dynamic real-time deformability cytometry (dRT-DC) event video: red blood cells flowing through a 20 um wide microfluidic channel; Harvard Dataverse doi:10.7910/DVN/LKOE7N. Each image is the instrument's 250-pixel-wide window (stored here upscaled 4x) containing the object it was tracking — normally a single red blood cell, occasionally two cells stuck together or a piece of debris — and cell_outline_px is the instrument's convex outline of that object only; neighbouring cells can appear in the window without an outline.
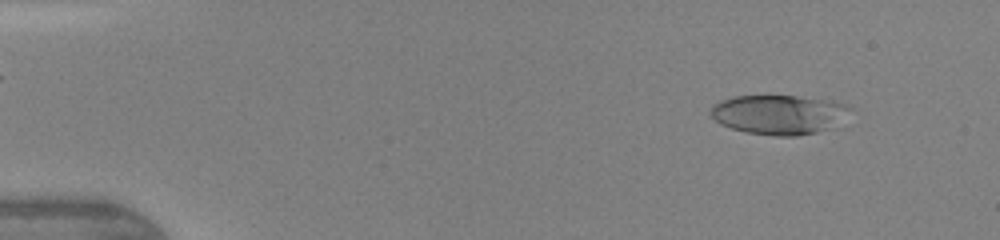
{"species": "human", "species_latin": "Homo sapiens", "temperature_condition": "warm", "stored_images_in_passage": 45, "camera_frame_rate_fps": 3000, "um_per_image_px": 0.085, "donor": {"sex": "female"}, "frame": {"image": 1, "passage_image": 4, "time_ms": 1.0, "image_size_px": [1000, 240], "cell_outline_px": [[852, 108], [828, 128], [816, 132], [796, 136], [776, 136], [748, 132], [732, 128], [720, 124], [708, 112], [712, 104], [720, 100], [732, 96], [796, 96], [832, 100], [844, 104]], "centroid_in_image_um": [66.11, 9.72], "position_along_channel_um": 18.9, "area_um2": 31.67}}
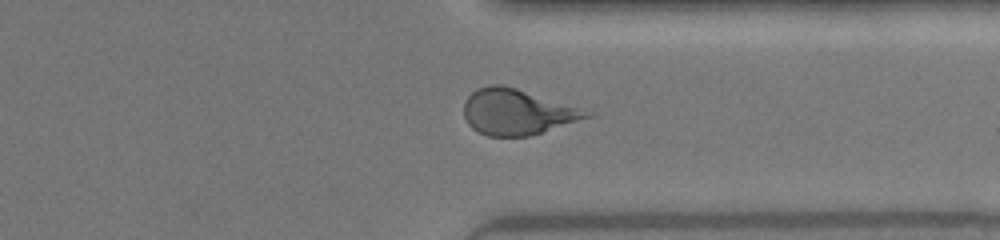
{"frame": {"image": 2, "passage_image": 35, "time_ms": 11.333, "image_size_px": [1000, 240], "cell_outline_px": [[596, 116], [528, 136], [488, 136], [472, 128], [468, 124], [464, 116], [464, 104], [468, 96], [476, 88], [488, 84], [500, 84], [516, 88], [596, 112]], "centroid_in_image_um": [44.0, 9.51], "position_along_channel_um": 367.4, "area_um2": 32.89}}
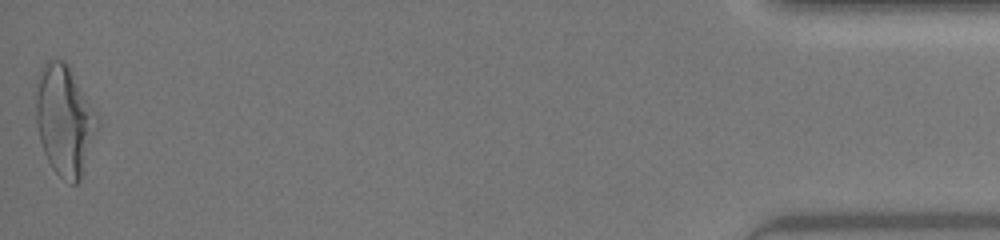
{"frame": {"image": 3, "passage_image": 45, "time_ms": 14.667, "image_size_px": [1000, 240], "cell_outline_px": [[100, 124], [80, 180], [76, 184], [72, 184], [60, 176], [52, 168], [44, 152], [40, 140], [36, 124], [36, 80], [40, 68], [44, 60], [64, 60], [68, 64], [100, 116]], "centroid_in_image_um": [5.5, 10.17], "position_along_channel_um": 429.7, "area_um2": 40.11}, "authors_computed_cell_mechanics": {"area_um2": 31.9056, "velocity_mm_per_s": 4.4049, "shape_relaxation_time_tau1_ms": 5.0789, "shape_relaxation_time_tau2_ms": 0.9605, "deformation_change_tau1": 0.2254, "deformation_change_tau2": 0.1021}}